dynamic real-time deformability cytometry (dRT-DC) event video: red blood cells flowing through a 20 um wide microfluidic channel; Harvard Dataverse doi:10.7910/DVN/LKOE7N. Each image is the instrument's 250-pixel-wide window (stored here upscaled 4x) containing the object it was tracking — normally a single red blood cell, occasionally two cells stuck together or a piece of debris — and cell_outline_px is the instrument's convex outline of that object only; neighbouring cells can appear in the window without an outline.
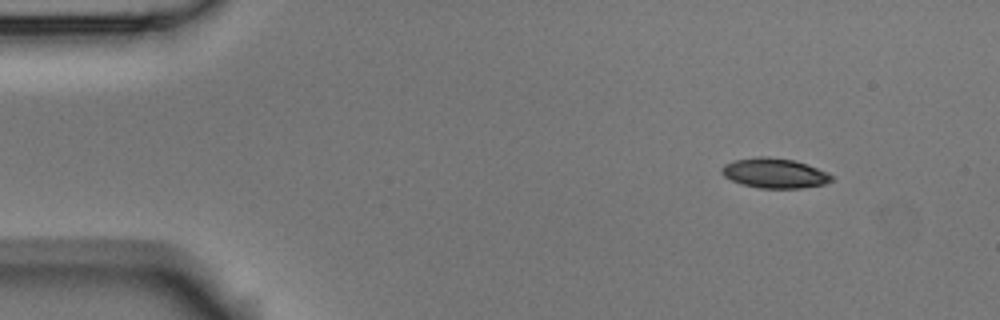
{"species": "Egyptian fruit bat (a non-hibernating species)", "species_latin": "Rousettus aegyptiacus", "temperature_condition": "room temperature", "stored_images_in_passage": 3, "camera_frame_rate_fps": 3000, "um_per_image_px": 0.085, "animal": {"sex": "male"}, "frame": {"image": 1, "passage_image": 1, "time_ms": 0.0, "image_size_px": [1000, 320], "cell_outline_px": [[832, 180], [824, 184], [800, 188], [760, 188], [740, 184], [724, 176], [720, 172], [720, 168], [724, 164], [736, 160], [760, 156], [768, 156], [792, 160], [828, 172], [832, 176]], "centroid_in_image_um": [65.79, 14.72], "position_along_channel_um": 19.2, "area_um2": 18.96}}
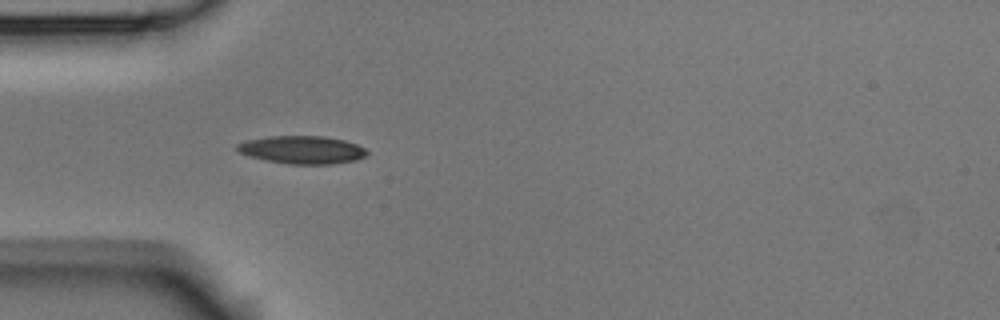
{"frame": {"image": 2, "passage_image": 3, "time_ms": 0.667, "image_size_px": [1000, 320], "cell_outline_px": [[368, 152], [364, 156], [356, 160], [332, 164], [288, 164], [264, 160], [240, 152], [236, 148], [236, 144], [248, 140], [268, 136], [320, 136], [344, 140], [356, 144], [364, 148]], "centroid_in_image_um": [25.68, 12.73], "position_along_channel_um": 59.3, "area_um2": 20.92}}